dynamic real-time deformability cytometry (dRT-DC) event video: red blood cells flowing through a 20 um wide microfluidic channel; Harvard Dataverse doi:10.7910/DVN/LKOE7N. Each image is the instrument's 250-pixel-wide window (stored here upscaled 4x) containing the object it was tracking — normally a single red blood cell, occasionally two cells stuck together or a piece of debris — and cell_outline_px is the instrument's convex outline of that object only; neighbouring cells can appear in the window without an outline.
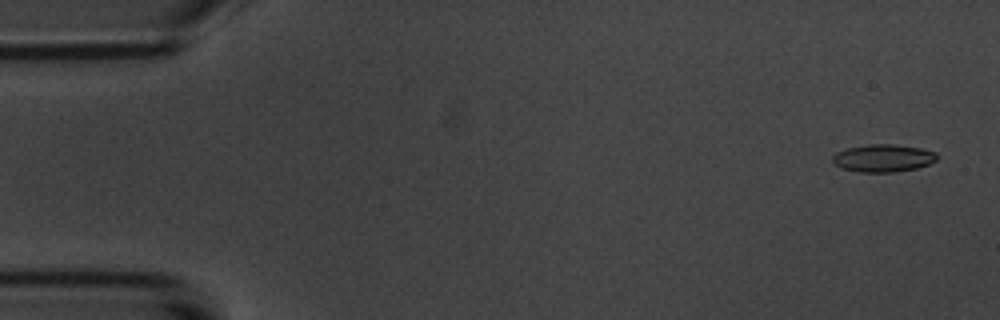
{"species": "common noctule bat (a hibernating species)", "species_latin": "Nyctalus noctula", "temperature_condition": "room temperature", "stored_images_in_passage": 6, "camera_frame_rate_fps": 3000, "um_per_image_px": 0.085, "animal": {"sex": "male", "body_mass_g": 20.1, "forearm_length_mm": 53.5}, "frame": {"image": 1, "passage_image": 1, "time_ms": 0.0, "image_size_px": [1000, 320], "cell_outline_px": [[936, 160], [928, 164], [916, 168], [892, 172], [860, 172], [840, 168], [832, 160], [832, 156], [836, 152], [848, 148], [868, 144], [892, 144], [920, 148], [936, 152]], "centroid_in_image_um": [75.04, 13.44], "position_along_channel_um": 10.0, "area_um2": 16.65}}
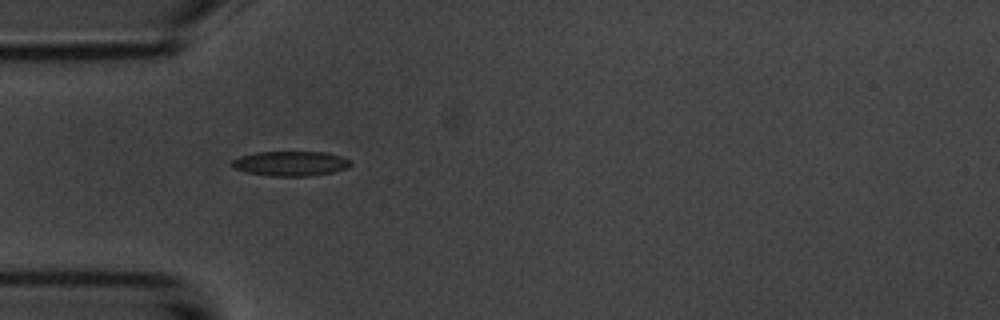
{"frame": {"image": 2, "passage_image": 5, "time_ms": 4.667, "image_size_px": [1000, 320], "cell_outline_px": [[352, 164], [348, 168], [332, 172], [312, 176], [272, 176], [248, 172], [232, 168], [228, 164], [232, 160], [240, 156], [256, 152], [324, 152], [340, 156], [352, 160]], "centroid_in_image_um": [24.69, 13.9], "position_along_channel_um": 60.3, "area_um2": 17.28}}
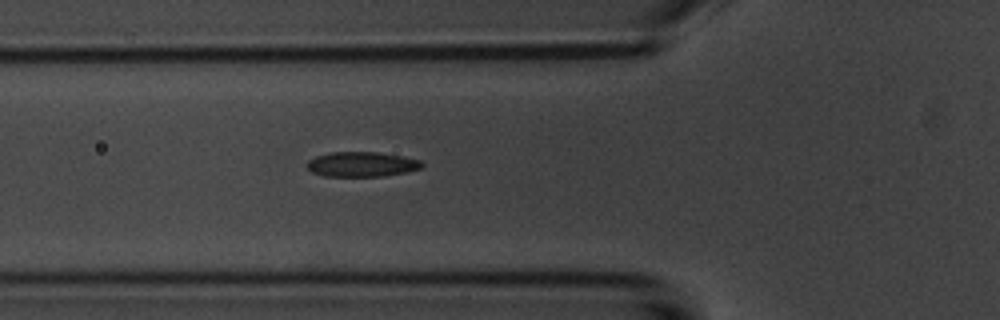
{"frame": {"image": 3, "passage_image": 6, "time_ms": 5.667, "image_size_px": [1000, 320], "cell_outline_px": [[424, 168], [408, 172], [384, 176], [324, 176], [312, 172], [304, 164], [308, 160], [316, 156], [332, 152], [376, 152], [400, 156], [420, 160], [424, 164]], "centroid_in_image_um": [30.75, 13.97], "position_along_channel_um": 95.0, "area_um2": 16.76}}